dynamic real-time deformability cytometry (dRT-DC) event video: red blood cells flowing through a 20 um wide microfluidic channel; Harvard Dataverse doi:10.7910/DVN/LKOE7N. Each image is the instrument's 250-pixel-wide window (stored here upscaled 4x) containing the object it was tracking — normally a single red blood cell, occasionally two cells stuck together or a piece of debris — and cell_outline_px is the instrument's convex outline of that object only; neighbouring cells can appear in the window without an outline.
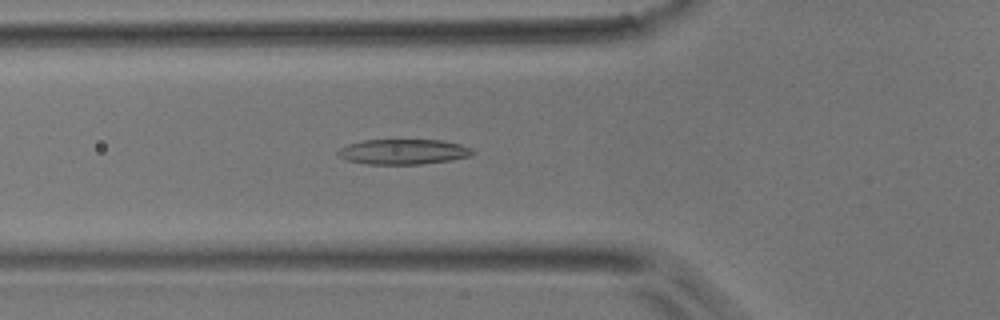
{"species": "common noctule bat (a hibernating species)", "species_latin": "Nyctalus noctula", "temperature_condition": "room temperature", "stored_images_in_passage": 38, "camera_frame_rate_fps": 3000, "um_per_image_px": 0.085, "animal": {"sex": "male", "body_mass_g": 17.9}, "frame": {"image": 1, "passage_image": 5, "time_ms": 1.333, "image_size_px": [1000, 320], "cell_outline_px": [[476, 152], [472, 156], [452, 160], [420, 164], [368, 164], [348, 160], [340, 156], [336, 152], [340, 148], [348, 144], [364, 140], [444, 140], [460, 144], [472, 148]], "centroid_in_image_um": [34.35, 12.89], "position_along_channel_um": 91.5, "area_um2": 19.83}}
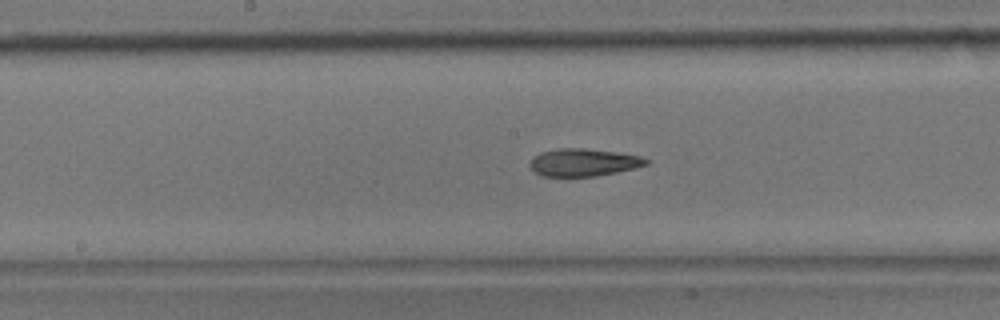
{"frame": {"image": 2, "passage_image": 13, "time_ms": 4.0, "image_size_px": [1000, 320], "cell_outline_px": [[648, 164], [636, 168], [596, 176], [540, 176], [532, 172], [528, 164], [532, 156], [540, 152], [560, 148], [584, 148], [616, 152], [640, 156], [648, 160]], "centroid_in_image_um": [49.53, 13.81], "position_along_channel_um": 198.7, "area_um2": 18.84}}
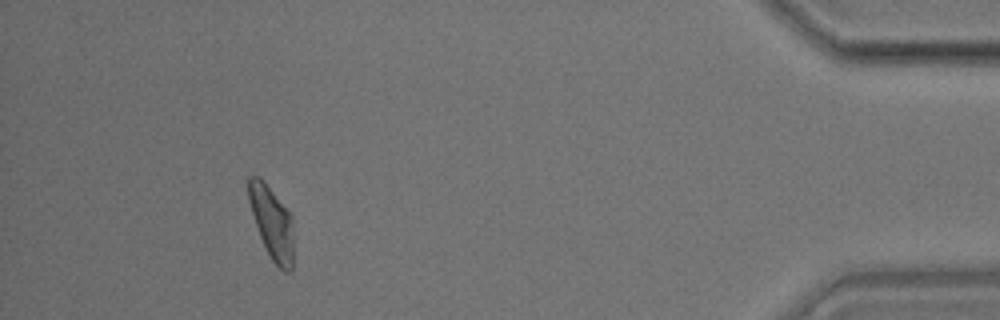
{"frame": {"image": 3, "passage_image": 34, "time_ms": 11.0, "image_size_px": [1000, 320], "cell_outline_px": [[292, 268], [288, 272], [284, 272], [272, 260], [260, 236], [248, 200], [248, 176], [260, 176], [292, 216]], "centroid_in_image_um": [23.1, 18.89], "position_along_channel_um": 412.1, "area_um2": 18.55}}